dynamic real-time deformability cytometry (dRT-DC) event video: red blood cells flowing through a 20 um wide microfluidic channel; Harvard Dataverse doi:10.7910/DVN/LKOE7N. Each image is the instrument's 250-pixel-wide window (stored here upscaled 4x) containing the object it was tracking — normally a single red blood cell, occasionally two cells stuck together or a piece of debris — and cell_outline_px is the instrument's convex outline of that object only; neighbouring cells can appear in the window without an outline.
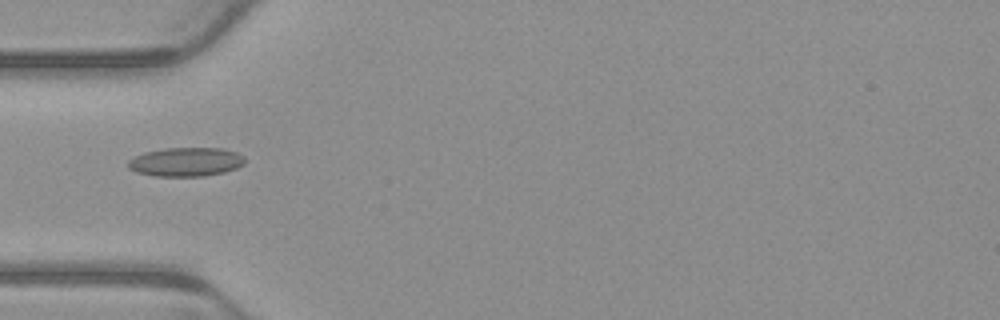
{"species": "common noctule bat (a hibernating species)", "species_latin": "Nyctalus noctula", "temperature_condition": "warm", "stored_images_in_passage": 1, "camera_frame_rate_fps": 3000, "um_per_image_px": 0.085, "animal": {"sex": "male", "body_mass_g": 23.1, "forearm_length_mm": 52.7}, "frame": {"image": 1, "passage_image": 1, "time_ms": 0.0, "image_size_px": [1000, 320], "cell_outline_px": [[244, 164], [236, 168], [224, 172], [204, 176], [156, 176], [136, 172], [128, 168], [128, 160], [144, 152], [164, 148], [224, 148], [236, 152], [244, 156]], "centroid_in_image_um": [15.8, 13.76], "position_along_channel_um": 69.2, "area_um2": 19.71}}